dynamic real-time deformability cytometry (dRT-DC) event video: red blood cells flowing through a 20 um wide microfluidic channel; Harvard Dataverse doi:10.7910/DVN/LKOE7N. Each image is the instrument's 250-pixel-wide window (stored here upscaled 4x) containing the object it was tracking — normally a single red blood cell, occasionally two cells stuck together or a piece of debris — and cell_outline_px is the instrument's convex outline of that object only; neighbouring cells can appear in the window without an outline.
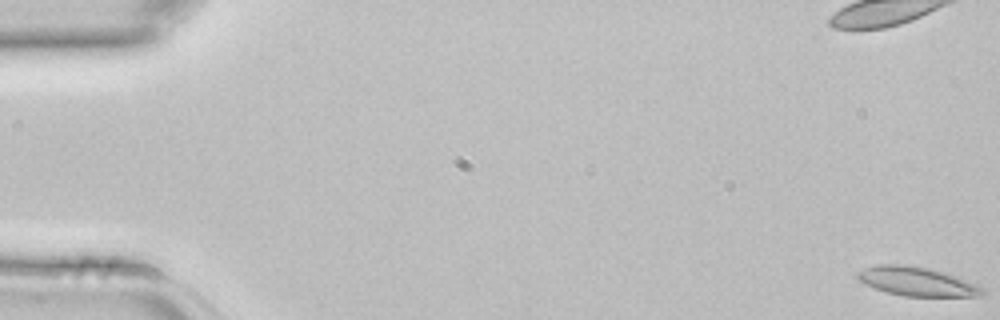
{"species": "common noctule bat (a hibernating species)", "species_latin": "Nyctalus noctula", "temperature_condition": "room temperature", "stored_images_in_passage": 3, "camera_frame_rate_fps": 3000, "um_per_image_px": 0.085, "animal": {"sex": "female", "body_mass_g": 22.7, "forearm_length_mm": 54.2}, "frame": {"image": 1, "passage_image": 1, "time_ms": 0.0, "image_size_px": [1000, 320], "cell_outline_px": [[984, 296], [904, 296], [888, 292], [864, 284], [856, 276], [856, 272], [864, 268], [876, 264], [904, 264], [928, 268], [976, 284], [984, 288]], "centroid_in_image_um": [77.89, 23.92], "position_along_channel_um": 7.1, "area_um2": 20.75}}